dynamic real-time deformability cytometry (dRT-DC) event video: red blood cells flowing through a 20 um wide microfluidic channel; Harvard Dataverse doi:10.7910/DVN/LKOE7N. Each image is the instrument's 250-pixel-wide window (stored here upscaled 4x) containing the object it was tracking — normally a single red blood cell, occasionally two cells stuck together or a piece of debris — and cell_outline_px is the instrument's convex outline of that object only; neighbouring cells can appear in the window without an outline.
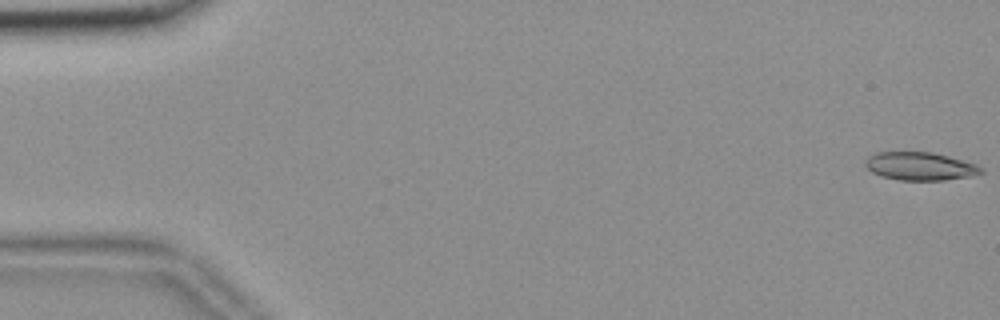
{"species": "common noctule bat (a hibernating species)", "species_latin": "Nyctalus noctula", "temperature_condition": "room temperature", "stored_images_in_passage": 56, "camera_frame_rate_fps": 3000, "um_per_image_px": 0.085, "animal": {"sex": "female", "body_mass_g": 18.4}, "frame": {"image": 1, "passage_image": 1, "time_ms": 0.0, "image_size_px": [1000, 320], "cell_outline_px": [[984, 172], [968, 176], [944, 180], [900, 180], [880, 176], [872, 172], [864, 164], [864, 160], [868, 156], [876, 152], [932, 152], [948, 156], [976, 164], [984, 168]], "centroid_in_image_um": [78.18, 14.12], "position_along_channel_um": 6.8, "area_um2": 18.96}}
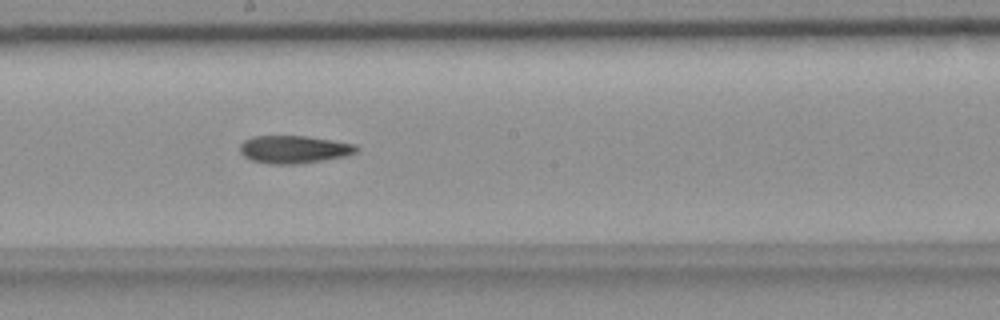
{"frame": {"image": 2, "passage_image": 31, "time_ms": 10.0, "image_size_px": [1000, 320], "cell_outline_px": [[360, 148], [356, 152], [344, 156], [324, 160], [296, 164], [272, 164], [252, 160], [244, 156], [240, 152], [240, 144], [244, 140], [252, 136], [304, 136], [332, 140], [356, 144]], "centroid_in_image_um": [24.99, 12.69], "position_along_channel_um": 223.2, "area_um2": 18.79}}
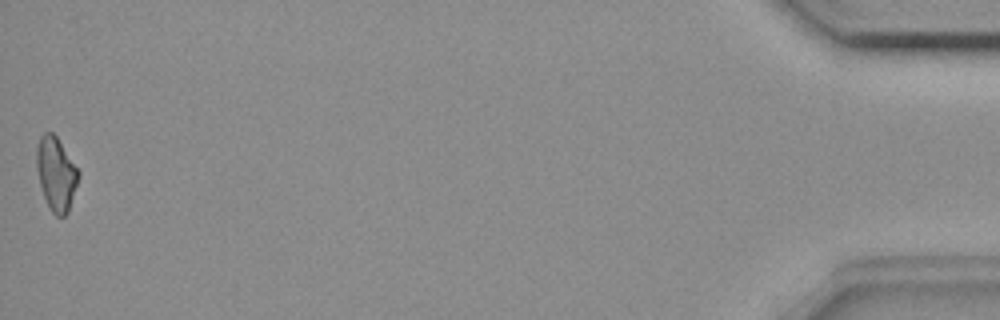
{"frame": {"image": 3, "passage_image": 56, "time_ms": 18.333, "image_size_px": [1000, 320], "cell_outline_px": [[80, 172], [68, 212], [64, 216], [56, 216], [48, 208], [40, 184], [36, 168], [36, 148], [40, 136], [44, 132], [52, 132], [56, 136]], "centroid_in_image_um": [4.74, 14.77], "position_along_channel_um": 430.5, "area_um2": 17.8}}